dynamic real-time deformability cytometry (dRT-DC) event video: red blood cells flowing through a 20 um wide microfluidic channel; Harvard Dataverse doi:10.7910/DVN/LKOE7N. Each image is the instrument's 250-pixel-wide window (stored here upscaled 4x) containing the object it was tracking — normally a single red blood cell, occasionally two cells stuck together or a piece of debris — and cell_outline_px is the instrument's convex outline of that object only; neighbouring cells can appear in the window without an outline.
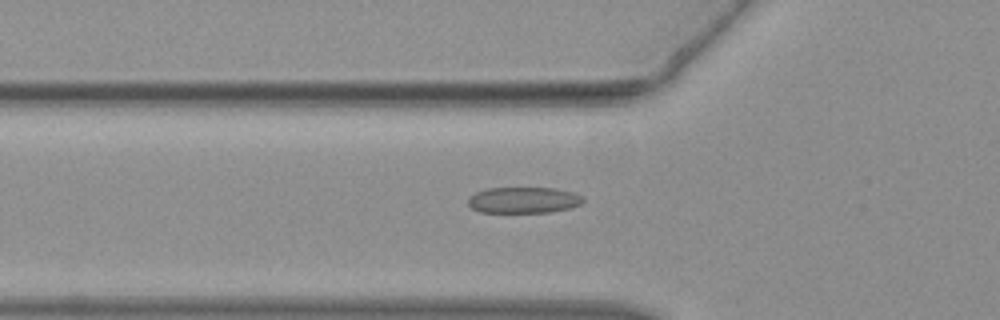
{"species": "common noctule bat (a hibernating species)", "species_latin": "Nyctalus noctula", "temperature_condition": "warm", "stored_images_in_passage": 23, "camera_frame_rate_fps": 3000, "um_per_image_px": 0.085, "animal": {"sex": "female", "body_mass_g": 19.3, "forearm_length_mm": 54.1}, "frame": {"image": 1, "passage_image": 8, "time_ms": 2.333, "image_size_px": [1000, 320], "cell_outline_px": [[584, 200], [580, 204], [568, 208], [552, 212], [480, 212], [472, 208], [468, 204], [468, 196], [476, 192], [488, 188], [556, 188], [572, 192], [584, 196]], "centroid_in_image_um": [44.5, 17.0], "position_along_channel_um": 81.3, "area_um2": 17.51}}
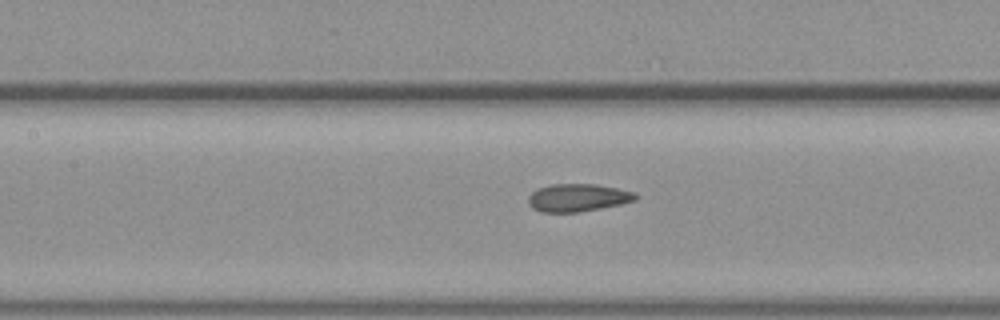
{"frame": {"image": 2, "passage_image": 13, "time_ms": 4.0, "image_size_px": [1000, 320], "cell_outline_px": [[636, 200], [620, 204], [580, 212], [540, 212], [532, 208], [528, 204], [528, 196], [532, 192], [540, 188], [552, 184], [596, 184], [636, 192]], "centroid_in_image_um": [49.09, 16.8], "position_along_channel_um": 158.3, "area_um2": 17.28}}
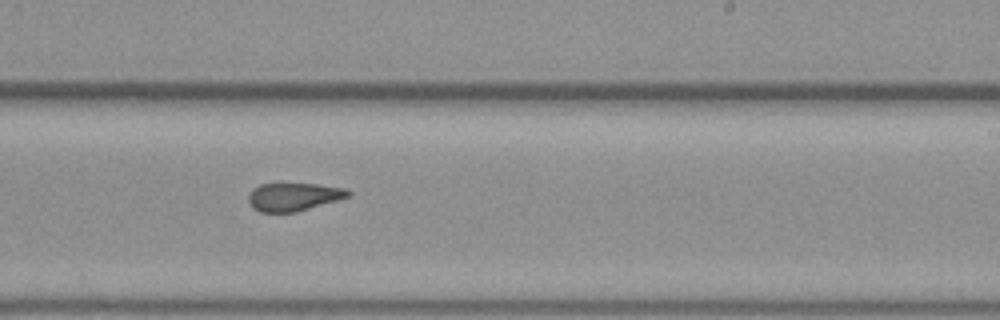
{"frame": {"image": 3, "passage_image": 20, "time_ms": 6.333, "image_size_px": [1000, 320], "cell_outline_px": [[352, 196], [296, 212], [260, 212], [252, 208], [248, 200], [248, 196], [252, 188], [260, 184], [316, 184], [344, 188], [352, 192]], "centroid_in_image_um": [24.95, 16.73], "position_along_channel_um": 264.0, "area_um2": 16.36}}